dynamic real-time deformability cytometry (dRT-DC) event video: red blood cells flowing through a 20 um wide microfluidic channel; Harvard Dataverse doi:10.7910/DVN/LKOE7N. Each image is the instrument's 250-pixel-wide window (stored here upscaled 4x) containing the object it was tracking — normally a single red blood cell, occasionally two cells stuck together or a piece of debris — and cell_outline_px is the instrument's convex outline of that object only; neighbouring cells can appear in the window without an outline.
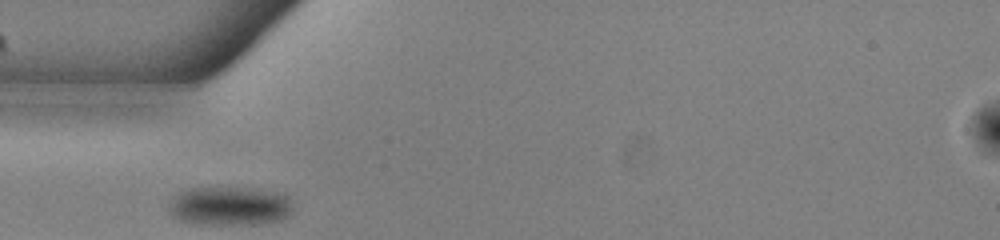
{"species": "common noctule bat (a hibernating species)", "species_latin": "Nyctalus noctula", "temperature_condition": "warm", "stored_images_in_passage": 26, "camera_frame_rate_fps": 3000, "um_per_image_px": 0.085, "animal": {"sex": "male", "body_mass_g": 13.0, "forearm_length_mm": 53.1}, "frame": {"image": 1, "passage_image": 1, "time_ms": 0.0, "image_size_px": [1000, 240], "cell_outline_px": [[292, 216], [284, 220], [264, 224], [212, 224], [180, 220], [168, 208], [172, 196], [180, 192], [192, 188], [260, 188], [276, 192], [288, 196], [292, 204]], "centroid_in_image_um": [19.63, 17.51], "position_along_channel_um": 65.4, "area_um2": 28.26}}
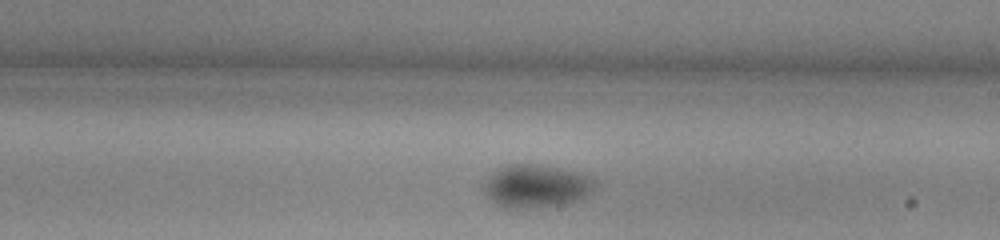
{"frame": {"image": 2, "passage_image": 15, "time_ms": 4.667, "image_size_px": [1000, 240], "cell_outline_px": [[592, 188], [584, 196], [572, 200], [552, 204], [500, 204], [488, 196], [484, 188], [504, 168], [540, 168], [564, 172], [580, 176], [592, 180]], "centroid_in_image_um": [45.6, 15.86], "position_along_channel_um": 243.4, "area_um2": 22.54}}
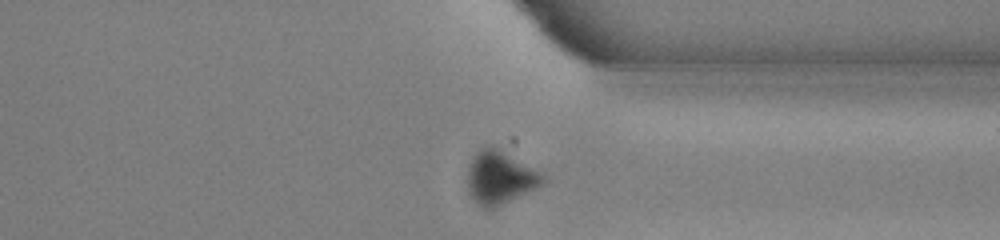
{"frame": {"image": 3, "passage_image": 25, "time_ms": 8.0, "image_size_px": [1000, 240], "cell_outline_px": [[544, 180], [536, 188], [496, 208], [484, 208], [476, 204], [472, 200], [468, 192], [468, 164], [472, 156], [480, 148], [488, 144], [512, 140], [516, 140], [544, 176]], "centroid_in_image_um": [42.61, 14.81], "position_along_channel_um": 368.8, "area_um2": 26.82}, "authors_computed_cell_mechanics": {"area_um2": 23.6113, "velocity_mm_per_s": 3.8231, "shape_relaxation_time_tau1_ms": 3.3409, "shape_relaxation_time_tau2_ms": null, "deformation_change_tau1": 0.0921, "deformation_change_tau2": null}}